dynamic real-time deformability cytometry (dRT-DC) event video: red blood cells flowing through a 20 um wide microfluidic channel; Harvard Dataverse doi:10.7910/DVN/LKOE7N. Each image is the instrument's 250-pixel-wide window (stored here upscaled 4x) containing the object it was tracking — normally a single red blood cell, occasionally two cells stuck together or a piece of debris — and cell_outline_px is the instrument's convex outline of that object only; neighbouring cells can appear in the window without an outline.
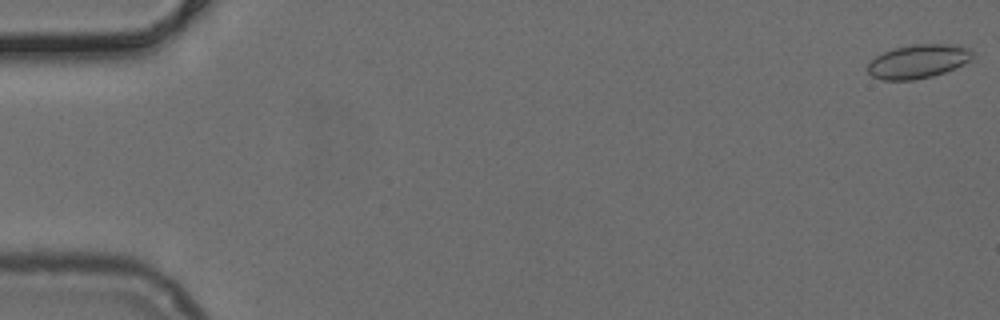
{"species": "common noctule bat (a hibernating species)", "species_latin": "Nyctalus noctula", "temperature_condition": "cold", "stored_images_in_passage": 49, "camera_frame_rate_fps": 3000, "um_per_image_px": 0.085, "animal": {"sex": "female", "body_mass_g": 24.6, "forearm_length_mm": 56.2}, "frame": {"image": 1, "passage_image": 1, "time_ms": 0.0, "image_size_px": [1000, 320], "cell_outline_px": [[976, 52], [972, 60], [964, 64], [944, 72], [932, 76], [912, 80], [884, 80], [872, 76], [868, 72], [868, 64], [876, 56], [892, 48], [912, 44], [956, 44], [972, 48]], "centroid_in_image_um": [78.11, 5.19], "position_along_channel_um": 6.9, "area_um2": 20.92}}
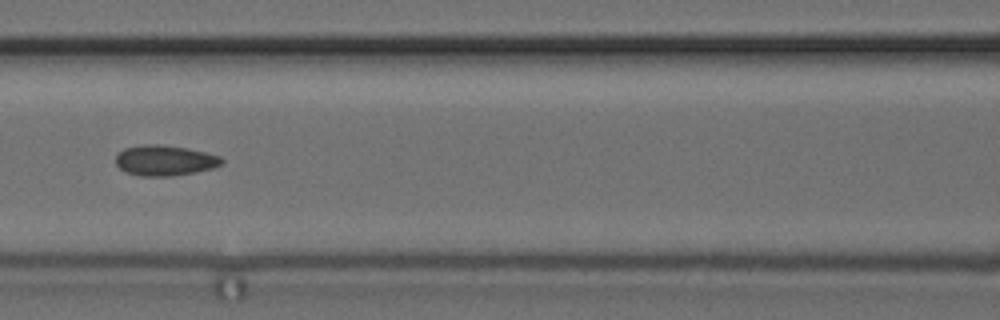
{"frame": {"image": 2, "passage_image": 21, "time_ms": 6.667, "image_size_px": [1000, 320], "cell_outline_px": [[224, 160], [220, 164], [212, 168], [196, 172], [172, 176], [140, 176], [124, 172], [116, 164], [116, 156], [124, 148], [144, 144], [160, 144], [188, 148], [220, 156]], "centroid_in_image_um": [13.99, 13.64], "position_along_channel_um": 152.6, "area_um2": 18.84}}
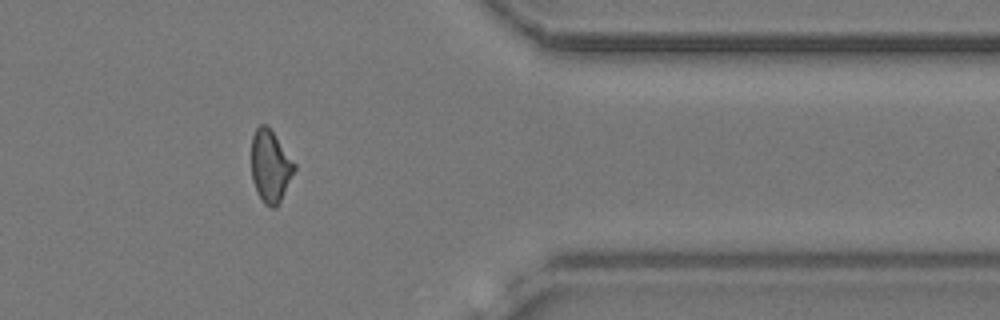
{"frame": {"image": 3, "passage_image": 40, "time_ms": 13.0, "image_size_px": [1000, 320], "cell_outline_px": [[296, 168], [276, 208], [272, 208], [264, 204], [256, 192], [252, 180], [252, 136], [256, 128], [260, 124], [264, 124], [272, 132], [296, 164]], "centroid_in_image_um": [22.97, 14.16], "position_along_channel_um": 388.4, "area_um2": 17.8}}